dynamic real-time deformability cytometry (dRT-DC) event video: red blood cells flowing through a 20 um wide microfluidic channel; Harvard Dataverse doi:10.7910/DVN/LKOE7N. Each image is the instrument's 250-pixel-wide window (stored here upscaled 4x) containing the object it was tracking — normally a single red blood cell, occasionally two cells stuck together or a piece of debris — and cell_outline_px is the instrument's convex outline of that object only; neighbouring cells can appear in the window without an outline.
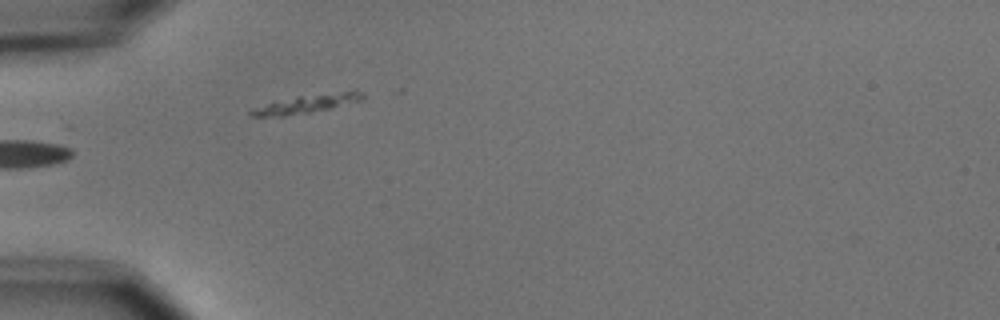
{"species": "common noctule bat (a hibernating species)", "species_latin": "Nyctalus noctula", "temperature_condition": "cold", "stored_images_in_passage": 1, "camera_frame_rate_fps": 3000, "um_per_image_px": 0.085, "animal": {"sex": "male", "body_mass_g": 15.6}, "frame": {"image": 1, "passage_image": 1, "time_ms": 0.0, "image_size_px": [1000, 320], "cell_outline_px": [[364, 100], [312, 112], [284, 116], [248, 116], [248, 112], [252, 108], [272, 100], [296, 96], [344, 92], [360, 92], [364, 96]], "centroid_in_image_um": [25.91, 8.84], "position_along_channel_um": 59.1, "area_um2": 11.91}}